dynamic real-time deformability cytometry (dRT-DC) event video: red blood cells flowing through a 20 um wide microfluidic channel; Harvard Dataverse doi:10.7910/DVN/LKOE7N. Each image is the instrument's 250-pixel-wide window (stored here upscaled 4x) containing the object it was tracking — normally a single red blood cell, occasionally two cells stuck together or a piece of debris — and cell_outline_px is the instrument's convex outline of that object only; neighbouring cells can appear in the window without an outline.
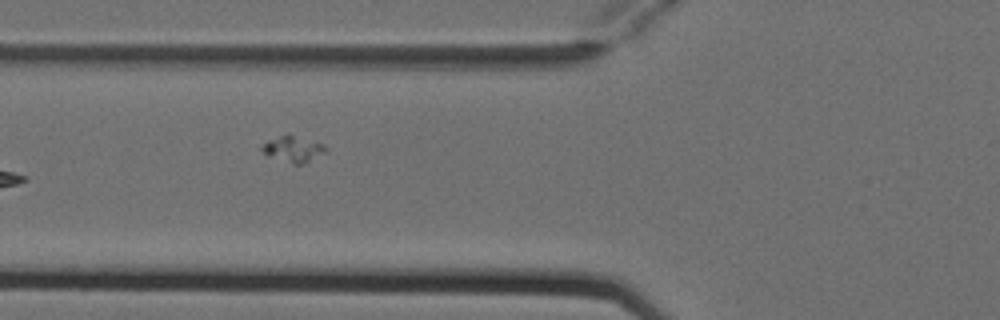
{"species": "Egyptian fruit bat (a non-hibernating species)", "species_latin": "Rousettus aegyptiacus", "temperature_condition": "cold", "stored_images_in_passage": 8, "camera_frame_rate_fps": 3000, "um_per_image_px": 0.085, "animal": {"sex": "female"}, "frame": {"image": 1, "passage_image": 5, "time_ms": 1.333, "image_size_px": [1000, 320], "cell_outline_px": [[328, 152], [304, 164], [292, 164], [268, 156], [260, 148], [260, 144], [268, 140], [288, 132], [324, 144], [328, 148]], "centroid_in_image_um": [24.94, 12.65], "position_along_channel_um": 100.9, "area_um2": 10.17}}